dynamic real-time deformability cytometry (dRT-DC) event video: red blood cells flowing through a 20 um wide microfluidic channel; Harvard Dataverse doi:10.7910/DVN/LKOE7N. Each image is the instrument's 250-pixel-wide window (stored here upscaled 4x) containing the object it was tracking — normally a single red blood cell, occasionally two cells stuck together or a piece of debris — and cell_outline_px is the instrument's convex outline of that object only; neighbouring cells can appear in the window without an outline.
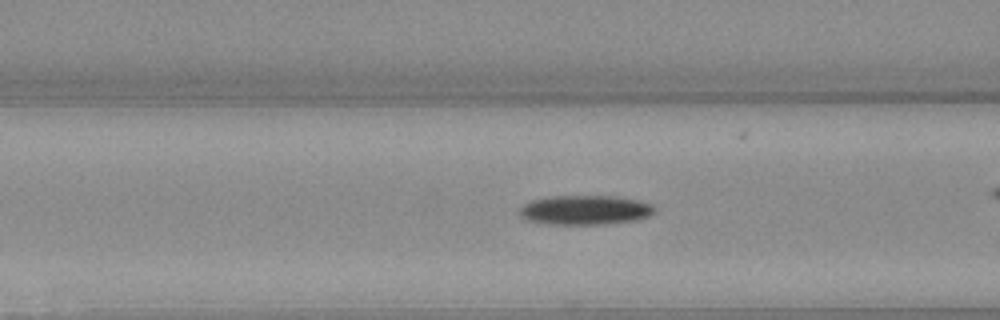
{"species": "Egyptian fruit bat (a non-hibernating species)", "species_latin": "Rousettus aegyptiacus", "temperature_condition": "warm", "stored_images_in_passage": 30, "camera_frame_rate_fps": 3000, "um_per_image_px": 0.085, "animal": {"sex": "female"}, "frame": {"image": 1, "passage_image": 9, "time_ms": 2.667, "image_size_px": [1000, 320], "cell_outline_px": [[656, 212], [652, 216], [636, 220], [600, 224], [548, 224], [528, 220], [520, 216], [520, 208], [524, 204], [532, 200], [552, 196], [612, 196], [636, 200], [652, 204], [656, 208]], "centroid_in_image_um": [49.77, 17.85], "position_along_channel_um": 116.8, "area_um2": 23.12}}
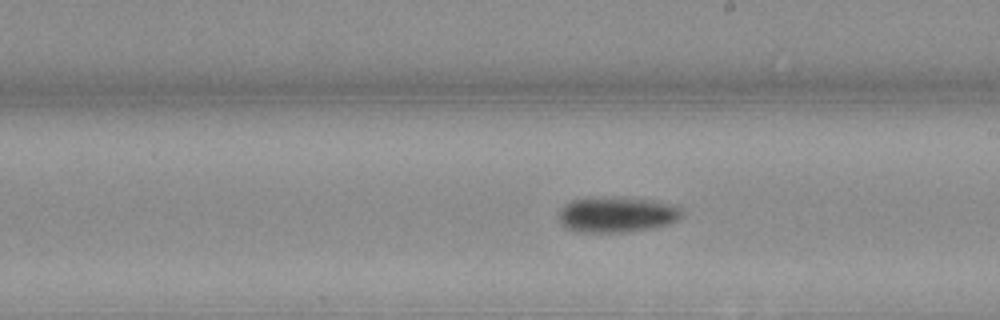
{"frame": {"image": 2, "passage_image": 18, "time_ms": 5.667, "image_size_px": [1000, 320], "cell_outline_px": [[680, 216], [676, 220], [668, 224], [652, 228], [632, 232], [576, 232], [564, 228], [560, 220], [560, 212], [572, 200], [608, 196], [652, 200], [676, 204], [680, 208]], "centroid_in_image_um": [52.45, 18.24], "position_along_channel_um": 236.6, "area_um2": 25.49}}
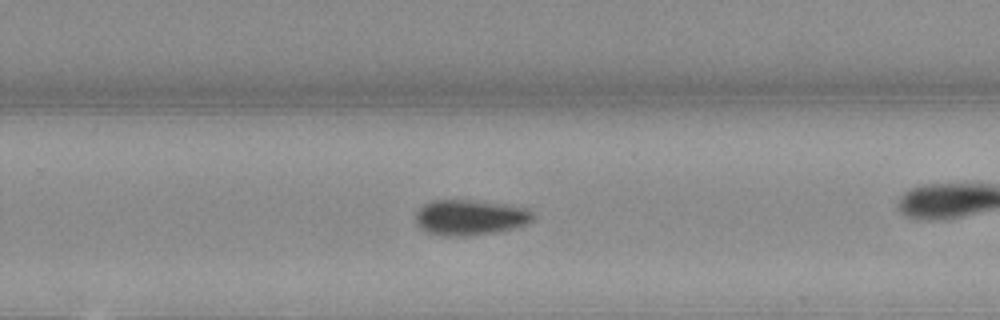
{"frame": {"image": 3, "passage_image": 22, "time_ms": 7.0, "image_size_px": [1000, 320], "cell_outline_px": [[532, 220], [524, 224], [512, 228], [492, 232], [456, 236], [444, 236], [424, 232], [416, 224], [416, 212], [424, 204], [432, 200], [472, 200], [504, 204], [524, 208], [532, 212]], "centroid_in_image_um": [39.87, 18.47], "position_along_channel_um": 289.9, "area_um2": 23.87}}